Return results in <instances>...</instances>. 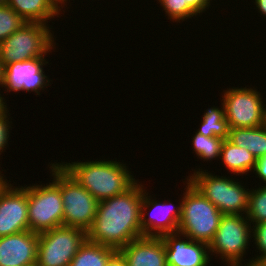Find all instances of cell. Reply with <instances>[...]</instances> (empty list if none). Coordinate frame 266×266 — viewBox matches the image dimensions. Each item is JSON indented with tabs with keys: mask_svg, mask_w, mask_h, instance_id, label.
<instances>
[{
	"mask_svg": "<svg viewBox=\"0 0 266 266\" xmlns=\"http://www.w3.org/2000/svg\"><path fill=\"white\" fill-rule=\"evenodd\" d=\"M42 23H25L20 29L0 43V60L3 65L45 57L55 48L54 33Z\"/></svg>",
	"mask_w": 266,
	"mask_h": 266,
	"instance_id": "52a82bcc",
	"label": "cell"
},
{
	"mask_svg": "<svg viewBox=\"0 0 266 266\" xmlns=\"http://www.w3.org/2000/svg\"><path fill=\"white\" fill-rule=\"evenodd\" d=\"M119 252L127 266H167L165 245L161 237L137 238L123 246Z\"/></svg>",
	"mask_w": 266,
	"mask_h": 266,
	"instance_id": "9a60e30c",
	"label": "cell"
},
{
	"mask_svg": "<svg viewBox=\"0 0 266 266\" xmlns=\"http://www.w3.org/2000/svg\"><path fill=\"white\" fill-rule=\"evenodd\" d=\"M257 266H266V257Z\"/></svg>",
	"mask_w": 266,
	"mask_h": 266,
	"instance_id": "e575fe53",
	"label": "cell"
},
{
	"mask_svg": "<svg viewBox=\"0 0 266 266\" xmlns=\"http://www.w3.org/2000/svg\"><path fill=\"white\" fill-rule=\"evenodd\" d=\"M4 98L5 97L0 94V113L7 107V103Z\"/></svg>",
	"mask_w": 266,
	"mask_h": 266,
	"instance_id": "1f68e13d",
	"label": "cell"
},
{
	"mask_svg": "<svg viewBox=\"0 0 266 266\" xmlns=\"http://www.w3.org/2000/svg\"><path fill=\"white\" fill-rule=\"evenodd\" d=\"M228 140L234 145L244 147L256 159L266 154V126L230 128Z\"/></svg>",
	"mask_w": 266,
	"mask_h": 266,
	"instance_id": "ac0fdd59",
	"label": "cell"
},
{
	"mask_svg": "<svg viewBox=\"0 0 266 266\" xmlns=\"http://www.w3.org/2000/svg\"><path fill=\"white\" fill-rule=\"evenodd\" d=\"M254 3L256 4L255 9H258L260 15H263V17L265 16L266 18V0H255Z\"/></svg>",
	"mask_w": 266,
	"mask_h": 266,
	"instance_id": "f546056e",
	"label": "cell"
},
{
	"mask_svg": "<svg viewBox=\"0 0 266 266\" xmlns=\"http://www.w3.org/2000/svg\"><path fill=\"white\" fill-rule=\"evenodd\" d=\"M4 84V65L2 61L0 60V88H2Z\"/></svg>",
	"mask_w": 266,
	"mask_h": 266,
	"instance_id": "4dcf8cb0",
	"label": "cell"
},
{
	"mask_svg": "<svg viewBox=\"0 0 266 266\" xmlns=\"http://www.w3.org/2000/svg\"><path fill=\"white\" fill-rule=\"evenodd\" d=\"M29 230L26 185L13 186L8 180L0 188V237Z\"/></svg>",
	"mask_w": 266,
	"mask_h": 266,
	"instance_id": "8fae6325",
	"label": "cell"
},
{
	"mask_svg": "<svg viewBox=\"0 0 266 266\" xmlns=\"http://www.w3.org/2000/svg\"><path fill=\"white\" fill-rule=\"evenodd\" d=\"M222 103L229 128L258 127L265 124L266 102L256 88L223 90Z\"/></svg>",
	"mask_w": 266,
	"mask_h": 266,
	"instance_id": "9c48e42d",
	"label": "cell"
},
{
	"mask_svg": "<svg viewBox=\"0 0 266 266\" xmlns=\"http://www.w3.org/2000/svg\"><path fill=\"white\" fill-rule=\"evenodd\" d=\"M60 10H62V0H51Z\"/></svg>",
	"mask_w": 266,
	"mask_h": 266,
	"instance_id": "d6a6232c",
	"label": "cell"
},
{
	"mask_svg": "<svg viewBox=\"0 0 266 266\" xmlns=\"http://www.w3.org/2000/svg\"><path fill=\"white\" fill-rule=\"evenodd\" d=\"M221 105V108L213 106L206 109L201 126L196 132L208 137L216 136L224 140L228 139L230 128L222 102Z\"/></svg>",
	"mask_w": 266,
	"mask_h": 266,
	"instance_id": "ffe728a7",
	"label": "cell"
},
{
	"mask_svg": "<svg viewBox=\"0 0 266 266\" xmlns=\"http://www.w3.org/2000/svg\"><path fill=\"white\" fill-rule=\"evenodd\" d=\"M2 172L0 171V188L4 185V183L7 181V179L5 178V176L3 177ZM5 178V179H4Z\"/></svg>",
	"mask_w": 266,
	"mask_h": 266,
	"instance_id": "836d02e7",
	"label": "cell"
},
{
	"mask_svg": "<svg viewBox=\"0 0 266 266\" xmlns=\"http://www.w3.org/2000/svg\"><path fill=\"white\" fill-rule=\"evenodd\" d=\"M220 159L226 169L236 176L253 172L257 162L256 157L247 149L234 145L228 139L222 143Z\"/></svg>",
	"mask_w": 266,
	"mask_h": 266,
	"instance_id": "e0dca14e",
	"label": "cell"
},
{
	"mask_svg": "<svg viewBox=\"0 0 266 266\" xmlns=\"http://www.w3.org/2000/svg\"><path fill=\"white\" fill-rule=\"evenodd\" d=\"M223 141L224 139L216 136L208 137L195 132L192 138V148L198 158L203 161L219 160Z\"/></svg>",
	"mask_w": 266,
	"mask_h": 266,
	"instance_id": "44dd1931",
	"label": "cell"
},
{
	"mask_svg": "<svg viewBox=\"0 0 266 266\" xmlns=\"http://www.w3.org/2000/svg\"><path fill=\"white\" fill-rule=\"evenodd\" d=\"M9 0H0V5L8 4Z\"/></svg>",
	"mask_w": 266,
	"mask_h": 266,
	"instance_id": "d590c367",
	"label": "cell"
},
{
	"mask_svg": "<svg viewBox=\"0 0 266 266\" xmlns=\"http://www.w3.org/2000/svg\"><path fill=\"white\" fill-rule=\"evenodd\" d=\"M105 266H127L126 260L119 251H116L107 261Z\"/></svg>",
	"mask_w": 266,
	"mask_h": 266,
	"instance_id": "f1b7e54d",
	"label": "cell"
},
{
	"mask_svg": "<svg viewBox=\"0 0 266 266\" xmlns=\"http://www.w3.org/2000/svg\"><path fill=\"white\" fill-rule=\"evenodd\" d=\"M6 107L1 113H0V155L2 154L3 150L7 148L8 145V139L10 133V128L12 130V121H9V117L11 114L9 113V110Z\"/></svg>",
	"mask_w": 266,
	"mask_h": 266,
	"instance_id": "484cf974",
	"label": "cell"
},
{
	"mask_svg": "<svg viewBox=\"0 0 266 266\" xmlns=\"http://www.w3.org/2000/svg\"><path fill=\"white\" fill-rule=\"evenodd\" d=\"M163 7L165 15L173 22L180 23L197 16V14L184 2V0H158Z\"/></svg>",
	"mask_w": 266,
	"mask_h": 266,
	"instance_id": "cb8c5ba5",
	"label": "cell"
},
{
	"mask_svg": "<svg viewBox=\"0 0 266 266\" xmlns=\"http://www.w3.org/2000/svg\"><path fill=\"white\" fill-rule=\"evenodd\" d=\"M253 172L266 185V154L257 159Z\"/></svg>",
	"mask_w": 266,
	"mask_h": 266,
	"instance_id": "83f0119b",
	"label": "cell"
},
{
	"mask_svg": "<svg viewBox=\"0 0 266 266\" xmlns=\"http://www.w3.org/2000/svg\"><path fill=\"white\" fill-rule=\"evenodd\" d=\"M178 232L194 241L209 245L219 227L222 213L205 198L188 180L184 181Z\"/></svg>",
	"mask_w": 266,
	"mask_h": 266,
	"instance_id": "277c9868",
	"label": "cell"
},
{
	"mask_svg": "<svg viewBox=\"0 0 266 266\" xmlns=\"http://www.w3.org/2000/svg\"><path fill=\"white\" fill-rule=\"evenodd\" d=\"M212 0H184V2L199 16L211 7Z\"/></svg>",
	"mask_w": 266,
	"mask_h": 266,
	"instance_id": "4316f807",
	"label": "cell"
},
{
	"mask_svg": "<svg viewBox=\"0 0 266 266\" xmlns=\"http://www.w3.org/2000/svg\"><path fill=\"white\" fill-rule=\"evenodd\" d=\"M142 199L143 185L137 180L122 194L99 201L87 239L119 251L132 240L143 237Z\"/></svg>",
	"mask_w": 266,
	"mask_h": 266,
	"instance_id": "6da1fadb",
	"label": "cell"
},
{
	"mask_svg": "<svg viewBox=\"0 0 266 266\" xmlns=\"http://www.w3.org/2000/svg\"><path fill=\"white\" fill-rule=\"evenodd\" d=\"M28 266H38V265H37V263H34V264H32V265H28Z\"/></svg>",
	"mask_w": 266,
	"mask_h": 266,
	"instance_id": "74e56055",
	"label": "cell"
},
{
	"mask_svg": "<svg viewBox=\"0 0 266 266\" xmlns=\"http://www.w3.org/2000/svg\"><path fill=\"white\" fill-rule=\"evenodd\" d=\"M251 226L246 215L223 214L215 236L208 245L209 255L221 257L226 266H244L243 257L249 242L253 240Z\"/></svg>",
	"mask_w": 266,
	"mask_h": 266,
	"instance_id": "8992f818",
	"label": "cell"
},
{
	"mask_svg": "<svg viewBox=\"0 0 266 266\" xmlns=\"http://www.w3.org/2000/svg\"><path fill=\"white\" fill-rule=\"evenodd\" d=\"M87 232L77 227L60 226L39 234L37 245L38 266H69Z\"/></svg>",
	"mask_w": 266,
	"mask_h": 266,
	"instance_id": "ba28073f",
	"label": "cell"
},
{
	"mask_svg": "<svg viewBox=\"0 0 266 266\" xmlns=\"http://www.w3.org/2000/svg\"><path fill=\"white\" fill-rule=\"evenodd\" d=\"M46 57H37L25 61L13 62L4 66V84L6 92L26 91L40 95L44 87L49 86L50 81L43 70L49 61Z\"/></svg>",
	"mask_w": 266,
	"mask_h": 266,
	"instance_id": "7c38bea8",
	"label": "cell"
},
{
	"mask_svg": "<svg viewBox=\"0 0 266 266\" xmlns=\"http://www.w3.org/2000/svg\"><path fill=\"white\" fill-rule=\"evenodd\" d=\"M161 238L165 245L167 266L209 265L211 257L208 244L191 240L179 232L167 233Z\"/></svg>",
	"mask_w": 266,
	"mask_h": 266,
	"instance_id": "5bb4252c",
	"label": "cell"
},
{
	"mask_svg": "<svg viewBox=\"0 0 266 266\" xmlns=\"http://www.w3.org/2000/svg\"><path fill=\"white\" fill-rule=\"evenodd\" d=\"M197 169L191 176L185 177V180L199 190L222 214L246 215L251 188H244L246 186L233 177H223L208 170L206 172Z\"/></svg>",
	"mask_w": 266,
	"mask_h": 266,
	"instance_id": "5b68a950",
	"label": "cell"
},
{
	"mask_svg": "<svg viewBox=\"0 0 266 266\" xmlns=\"http://www.w3.org/2000/svg\"><path fill=\"white\" fill-rule=\"evenodd\" d=\"M67 1L68 0H62V8H64V6H67L66 4H67ZM65 2H66V4H65Z\"/></svg>",
	"mask_w": 266,
	"mask_h": 266,
	"instance_id": "8d00e7d4",
	"label": "cell"
},
{
	"mask_svg": "<svg viewBox=\"0 0 266 266\" xmlns=\"http://www.w3.org/2000/svg\"><path fill=\"white\" fill-rule=\"evenodd\" d=\"M61 197L64 206L63 226L77 227L87 232L93 225L99 201L62 166Z\"/></svg>",
	"mask_w": 266,
	"mask_h": 266,
	"instance_id": "30bf717a",
	"label": "cell"
},
{
	"mask_svg": "<svg viewBox=\"0 0 266 266\" xmlns=\"http://www.w3.org/2000/svg\"><path fill=\"white\" fill-rule=\"evenodd\" d=\"M115 252L113 248L86 239L69 266H105Z\"/></svg>",
	"mask_w": 266,
	"mask_h": 266,
	"instance_id": "d6986e66",
	"label": "cell"
},
{
	"mask_svg": "<svg viewBox=\"0 0 266 266\" xmlns=\"http://www.w3.org/2000/svg\"><path fill=\"white\" fill-rule=\"evenodd\" d=\"M58 163L98 201L122 194L137 181L128 166L116 160Z\"/></svg>",
	"mask_w": 266,
	"mask_h": 266,
	"instance_id": "7a4b0ae2",
	"label": "cell"
},
{
	"mask_svg": "<svg viewBox=\"0 0 266 266\" xmlns=\"http://www.w3.org/2000/svg\"><path fill=\"white\" fill-rule=\"evenodd\" d=\"M148 194L143 186V199L141 204V230L143 236L161 237L167 233L178 232L182 202L178 206H174V204H170L169 202L161 203L153 199L151 195L148 196ZM148 209L151 210L150 214V211L147 213Z\"/></svg>",
	"mask_w": 266,
	"mask_h": 266,
	"instance_id": "4fadbf2b",
	"label": "cell"
},
{
	"mask_svg": "<svg viewBox=\"0 0 266 266\" xmlns=\"http://www.w3.org/2000/svg\"><path fill=\"white\" fill-rule=\"evenodd\" d=\"M49 168L52 182L26 185L29 230L38 234L63 226L61 165L55 162Z\"/></svg>",
	"mask_w": 266,
	"mask_h": 266,
	"instance_id": "3957f363",
	"label": "cell"
},
{
	"mask_svg": "<svg viewBox=\"0 0 266 266\" xmlns=\"http://www.w3.org/2000/svg\"><path fill=\"white\" fill-rule=\"evenodd\" d=\"M262 185L260 184L261 187L257 189L250 190L246 216L252 225L266 221V185Z\"/></svg>",
	"mask_w": 266,
	"mask_h": 266,
	"instance_id": "7402d4cb",
	"label": "cell"
},
{
	"mask_svg": "<svg viewBox=\"0 0 266 266\" xmlns=\"http://www.w3.org/2000/svg\"><path fill=\"white\" fill-rule=\"evenodd\" d=\"M27 23L8 4L0 5V43Z\"/></svg>",
	"mask_w": 266,
	"mask_h": 266,
	"instance_id": "603a6c76",
	"label": "cell"
},
{
	"mask_svg": "<svg viewBox=\"0 0 266 266\" xmlns=\"http://www.w3.org/2000/svg\"><path fill=\"white\" fill-rule=\"evenodd\" d=\"M252 238L261 255H255L244 266H257L266 257V221L253 225Z\"/></svg>",
	"mask_w": 266,
	"mask_h": 266,
	"instance_id": "d4e9b609",
	"label": "cell"
},
{
	"mask_svg": "<svg viewBox=\"0 0 266 266\" xmlns=\"http://www.w3.org/2000/svg\"><path fill=\"white\" fill-rule=\"evenodd\" d=\"M8 5L29 23L47 24L62 13L51 0H9Z\"/></svg>",
	"mask_w": 266,
	"mask_h": 266,
	"instance_id": "2e32d148",
	"label": "cell"
}]
</instances>
